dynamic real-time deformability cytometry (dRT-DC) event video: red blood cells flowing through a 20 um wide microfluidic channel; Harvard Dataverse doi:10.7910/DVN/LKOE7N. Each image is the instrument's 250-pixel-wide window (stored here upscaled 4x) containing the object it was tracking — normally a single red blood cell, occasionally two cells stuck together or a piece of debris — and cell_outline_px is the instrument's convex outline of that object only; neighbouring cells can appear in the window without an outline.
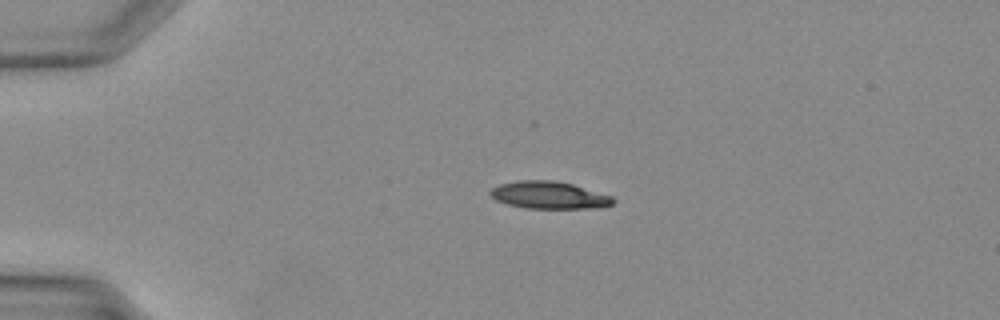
{"species": "Egyptian fruit bat (a non-hibernating species)", "species_latin": "Rousettus aegyptiacus", "temperature_condition": "warm", "stored_images_in_passage": 28, "camera_frame_rate_fps": 3000, "um_per_image_px": 0.085, "animal": {"sex": "female"}, "frame": {"image": 1, "passage_image": 3, "time_ms": 0.667, "image_size_px": [1000, 320], "cell_outline_px": [[616, 200], [612, 204], [600, 208], [524, 208], [508, 204], [496, 200], [488, 192], [492, 188], [500, 184], [520, 180], [552, 180], [572, 184], [612, 196]], "centroid_in_image_um": [46.68, 16.59], "position_along_channel_um": 38.3, "area_um2": 19.48}}
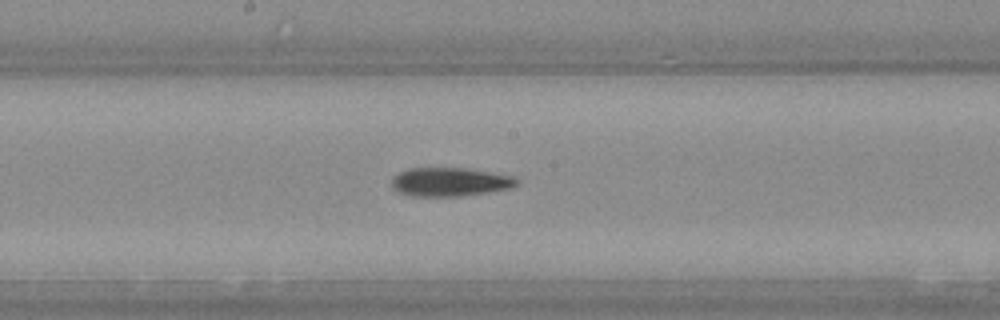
{"frame": {"image": 2, "passage_image": 15, "time_ms": 4.667, "image_size_px": [1000, 320], "cell_outline_px": [[516, 184], [508, 188], [484, 192], [456, 196], [412, 196], [400, 192], [392, 184], [392, 180], [400, 172], [412, 168], [464, 168], [508, 176], [516, 180]], "centroid_in_image_um": [38.17, 15.46], "position_along_channel_um": 210.0, "area_um2": 19.94}}
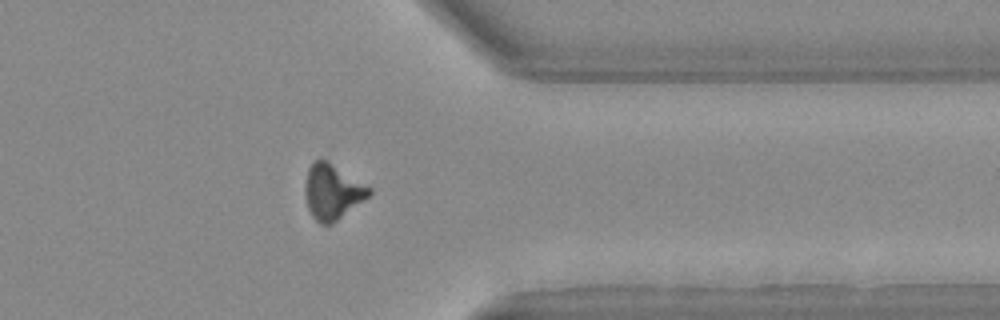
{"frame": {"image": 3, "passage_image": 25, "time_ms": 8.0, "image_size_px": [1000, 320], "cell_outline_px": [[372, 192], [368, 196], [332, 224], [320, 224], [312, 216], [308, 208], [304, 188], [308, 168], [320, 156], [328, 160], [372, 188]], "centroid_in_image_um": [28.24, 16.26], "position_along_channel_um": 383.2, "area_um2": 20.58}}